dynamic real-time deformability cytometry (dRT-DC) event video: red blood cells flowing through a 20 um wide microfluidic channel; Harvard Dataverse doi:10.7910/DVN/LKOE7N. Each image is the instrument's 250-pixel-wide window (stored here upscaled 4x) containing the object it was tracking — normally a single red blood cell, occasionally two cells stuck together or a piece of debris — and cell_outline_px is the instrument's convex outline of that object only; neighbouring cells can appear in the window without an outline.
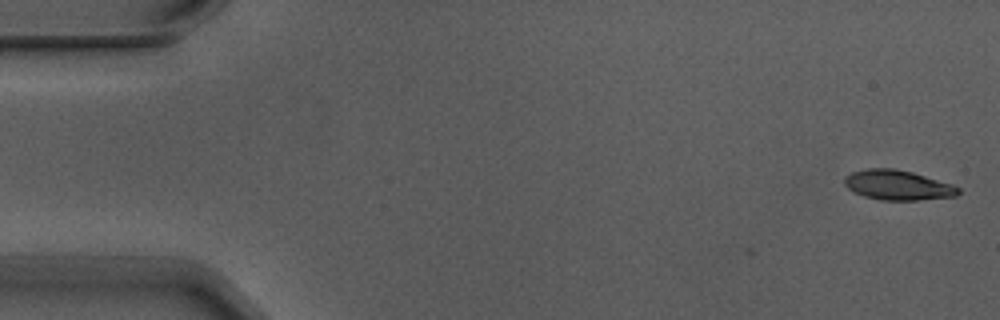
{"species": "Egyptian fruit bat (a non-hibernating species)", "species_latin": "Rousettus aegyptiacus", "temperature_condition": "warm", "stored_images_in_passage": 5, "camera_frame_rate_fps": 3000, "um_per_image_px": 0.085, "animal": {"sex": "male"}, "frame": {"image": 1, "passage_image": 1, "time_ms": 0.0, "image_size_px": [1000, 320], "cell_outline_px": [[960, 192], [956, 196], [916, 200], [880, 200], [864, 196], [852, 192], [844, 184], [844, 176], [852, 172], [868, 168], [892, 168], [912, 172], [952, 184], [960, 188]], "centroid_in_image_um": [76.28, 15.73], "position_along_channel_um": 8.7, "area_um2": 19.83}}
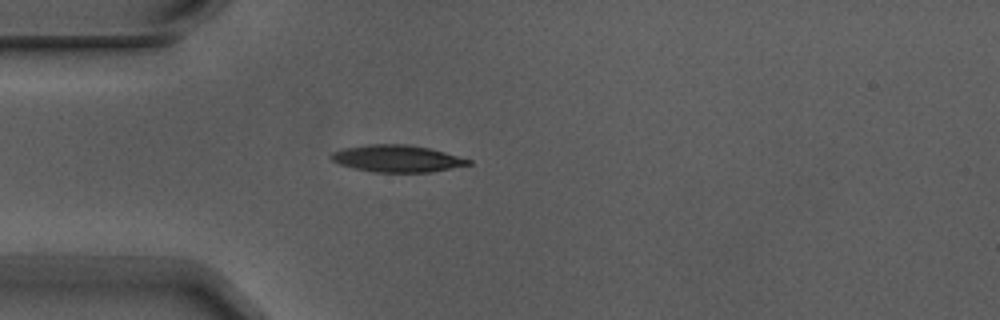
{"frame": {"image": 2, "passage_image": 5, "time_ms": 1.333, "image_size_px": [1000, 320], "cell_outline_px": [[472, 164], [432, 172], [372, 172], [340, 164], [332, 160], [328, 156], [332, 152], [344, 148], [368, 144], [408, 144], [428, 148], [444, 152], [472, 160]], "centroid_in_image_um": [33.75, 13.47], "position_along_channel_um": 51.3, "area_um2": 21.5}}